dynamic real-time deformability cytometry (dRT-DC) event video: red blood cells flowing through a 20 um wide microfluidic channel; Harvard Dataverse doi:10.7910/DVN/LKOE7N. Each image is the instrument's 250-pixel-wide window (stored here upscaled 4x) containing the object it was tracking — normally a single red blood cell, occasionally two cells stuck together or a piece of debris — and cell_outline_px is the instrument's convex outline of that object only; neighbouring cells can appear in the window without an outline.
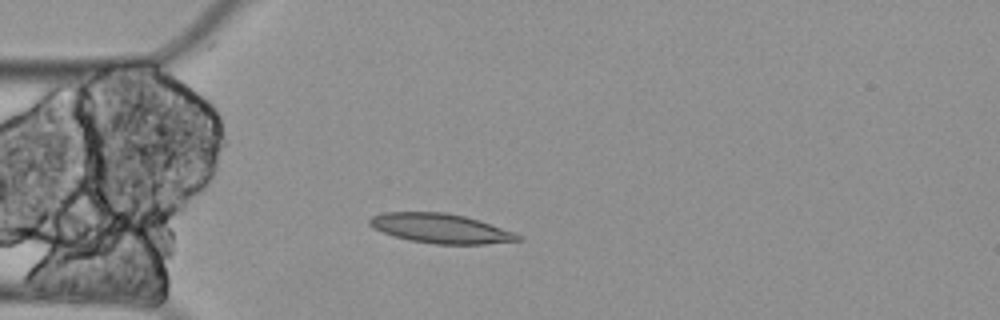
{"species": "Egyptian fruit bat (a non-hibernating species)", "species_latin": "Rousettus aegyptiacus", "temperature_condition": "cold", "stored_images_in_passage": 4, "camera_frame_rate_fps": 3000, "um_per_image_px": 0.085, "animal": {"sex": "female"}, "frame": {"image": 1, "passage_image": 3, "time_ms": 0.667, "image_size_px": [1000, 320], "cell_outline_px": [[524, 240], [484, 244], [436, 244], [408, 240], [392, 236], [372, 228], [368, 224], [368, 220], [372, 216], [384, 212], [444, 212], [464, 216], [516, 232]], "centroid_in_image_um": [37.43, 19.42], "position_along_channel_um": 47.6, "area_um2": 25.61}}